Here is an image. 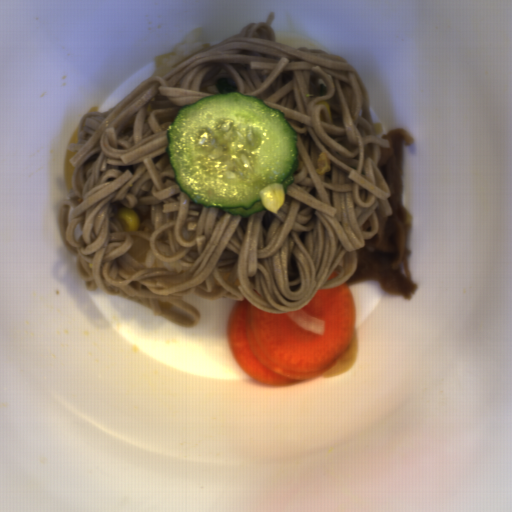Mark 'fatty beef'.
Wrapping results in <instances>:
<instances>
[{"mask_svg": "<svg viewBox=\"0 0 512 512\" xmlns=\"http://www.w3.org/2000/svg\"><path fill=\"white\" fill-rule=\"evenodd\" d=\"M379 139L390 141V148L381 147L377 167L390 190L387 200L393 213L386 219L382 236L376 233L357 250V269L346 285L377 282L380 289L409 300L417 282L411 272V214L403 206L402 173L404 147L414 137L400 128Z\"/></svg>", "mask_w": 512, "mask_h": 512, "instance_id": "1", "label": "fatty beef"}]
</instances>
